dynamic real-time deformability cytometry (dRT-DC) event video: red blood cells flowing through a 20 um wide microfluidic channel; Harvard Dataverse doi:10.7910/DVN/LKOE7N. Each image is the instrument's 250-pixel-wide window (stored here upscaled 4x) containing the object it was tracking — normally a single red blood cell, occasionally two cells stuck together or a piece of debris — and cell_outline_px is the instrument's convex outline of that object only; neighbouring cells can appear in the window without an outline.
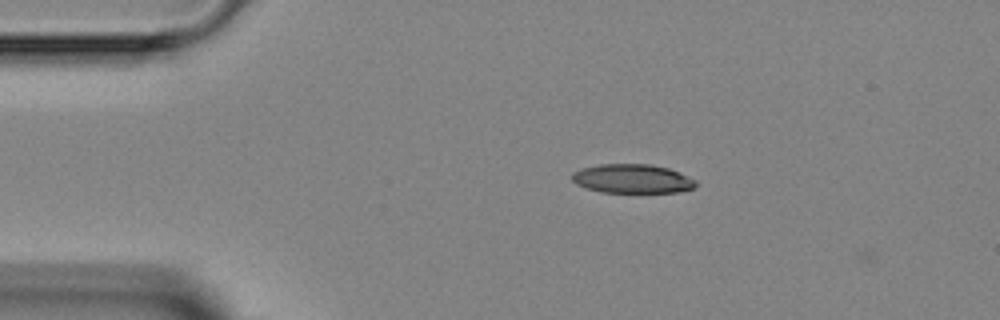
{"species": "Egyptian fruit bat (a non-hibernating species)", "species_latin": "Rousettus aegyptiacus", "temperature_condition": "room temperature", "stored_images_in_passage": 3, "camera_frame_rate_fps": 3000, "um_per_image_px": 0.085, "animal": {"sex": "female"}, "frame": {"image": 1, "passage_image": 2, "time_ms": 1.0, "image_size_px": [1000, 320], "cell_outline_px": [[696, 184], [692, 188], [680, 192], [600, 192], [576, 184], [572, 180], [572, 172], [580, 168], [600, 164], [652, 164], [668, 168], [680, 172], [696, 180]], "centroid_in_image_um": [53.74, 15.18], "position_along_channel_um": 31.3, "area_um2": 20.98}}